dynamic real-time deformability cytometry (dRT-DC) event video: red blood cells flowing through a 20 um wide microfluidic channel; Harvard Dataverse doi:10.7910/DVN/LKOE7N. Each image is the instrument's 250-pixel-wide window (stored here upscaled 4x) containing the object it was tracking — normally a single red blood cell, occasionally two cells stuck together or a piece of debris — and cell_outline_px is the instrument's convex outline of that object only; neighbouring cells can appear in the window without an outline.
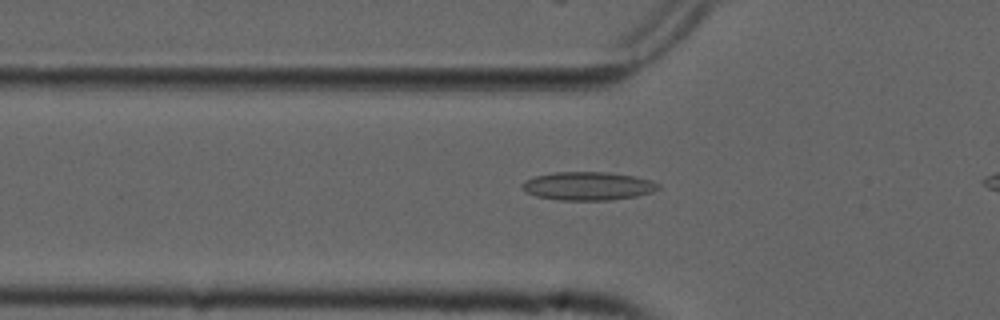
{"species": "common noctule bat (a hibernating species)", "species_latin": "Nyctalus noctula", "temperature_condition": "cold", "stored_images_in_passage": 44, "camera_frame_rate_fps": 3000, "um_per_image_px": 0.085, "animal": {"sex": "male", "forearm_length_mm": 52.5}, "frame": {"image": 1, "passage_image": 15, "time_ms": 4.667, "image_size_px": [1000, 320], "cell_outline_px": [[660, 188], [652, 192], [636, 196], [608, 200], [560, 200], [536, 196], [524, 192], [520, 184], [524, 180], [536, 176], [552, 172], [608, 172], [636, 176], [652, 180], [660, 184]], "centroid_in_image_um": [49.97, 15.8], "position_along_channel_um": 75.8, "area_um2": 22.72}}
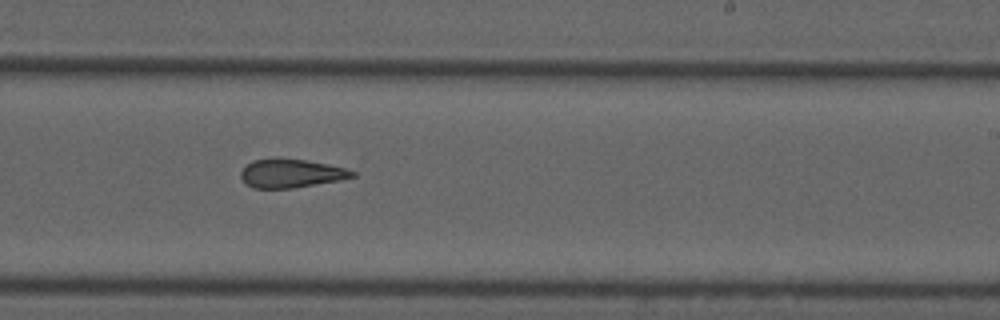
{"frame": {"image": 2, "passage_image": 30, "time_ms": 9.667, "image_size_px": [1000, 320], "cell_outline_px": [[356, 176], [340, 180], [292, 188], [252, 188], [244, 184], [240, 176], [240, 172], [252, 160], [276, 156], [308, 160], [348, 168], [356, 172]], "centroid_in_image_um": [24.72, 14.71], "position_along_channel_um": 264.3, "area_um2": 19.13}}
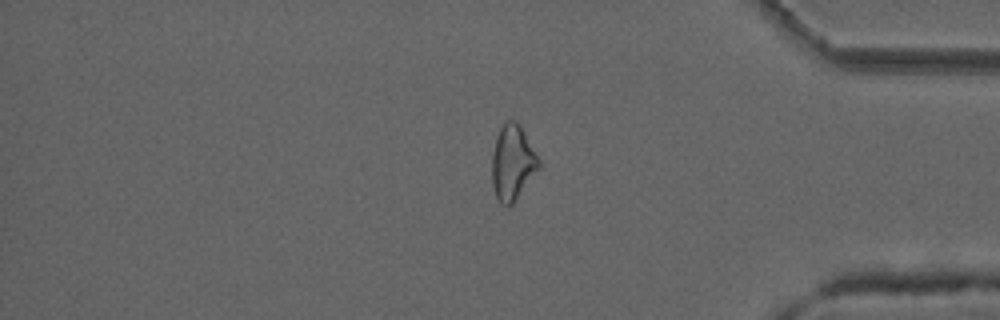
{"frame": {"image": 3, "passage_image": 42, "time_ms": 13.667, "image_size_px": [1000, 320], "cell_outline_px": [[540, 168], [512, 204], [500, 204], [496, 196], [492, 184], [492, 156], [496, 136], [504, 120], [516, 120], [520, 124], [540, 160]], "centroid_in_image_um": [43.57, 13.78], "position_along_channel_um": 391.6, "area_um2": 20.52}}